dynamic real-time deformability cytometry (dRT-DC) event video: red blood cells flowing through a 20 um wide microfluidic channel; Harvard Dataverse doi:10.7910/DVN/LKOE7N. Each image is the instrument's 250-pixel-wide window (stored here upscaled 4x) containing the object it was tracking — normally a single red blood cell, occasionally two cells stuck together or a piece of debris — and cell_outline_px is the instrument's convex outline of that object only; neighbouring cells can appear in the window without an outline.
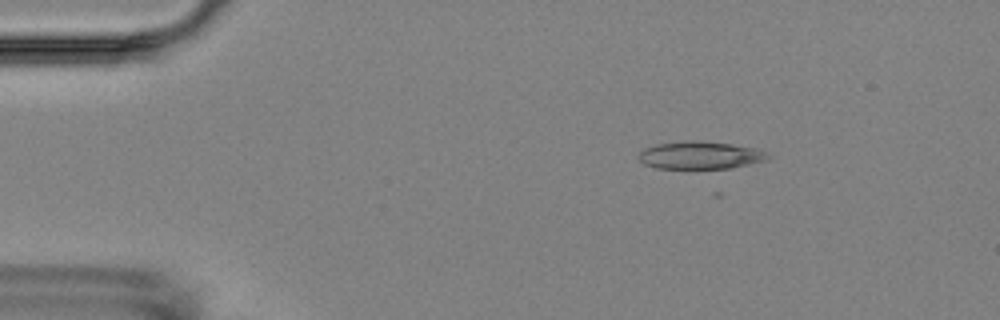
{"species": "Egyptian fruit bat (a non-hibernating species)", "species_latin": "Rousettus aegyptiacus", "temperature_condition": "room temperature", "stored_images_in_passage": 5, "camera_frame_rate_fps": 3000, "um_per_image_px": 0.085, "animal": {"sex": "female"}, "frame": {"image": 1, "passage_image": 3, "time_ms": 2.333, "image_size_px": [1000, 320], "cell_outline_px": [[772, 156], [768, 160], [732, 168], [656, 168], [644, 164], [636, 156], [644, 148], [656, 144], [684, 140], [732, 144], [756, 148]], "centroid_in_image_um": [59.51, 13.2], "position_along_channel_um": 25.5, "area_um2": 20.81}}